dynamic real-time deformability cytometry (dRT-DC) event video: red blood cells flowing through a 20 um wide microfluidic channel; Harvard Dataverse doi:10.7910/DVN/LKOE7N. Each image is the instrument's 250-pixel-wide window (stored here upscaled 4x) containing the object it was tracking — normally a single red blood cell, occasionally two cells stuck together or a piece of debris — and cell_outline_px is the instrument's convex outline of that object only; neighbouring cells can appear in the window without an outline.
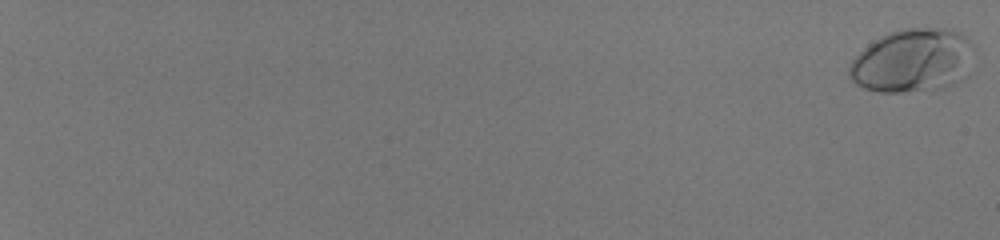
{"species": "human", "species_latin": "Homo sapiens", "temperature_condition": "room temperature", "stored_images_in_passage": 58, "camera_frame_rate_fps": 3000, "um_per_image_px": 0.085, "donor": {"sex": "male"}, "frame": {"image": 1, "passage_image": 1, "time_ms": 0.0, "image_size_px": [1000, 240], "cell_outline_px": [[968, 40], [960, 80], [944, 88], [900, 92], [880, 92], [864, 88], [856, 84], [848, 76], [848, 68], [852, 60], [868, 44], [880, 36], [888, 32], [904, 28], [944, 28], [960, 32]], "centroid_in_image_um": [77.39, 5.15], "position_along_channel_um": 7.6, "area_um2": 44.68}}
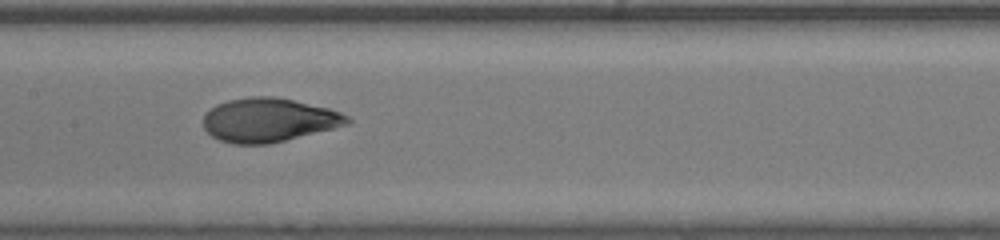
{"frame": {"image": 2, "passage_image": 36, "time_ms": 11.667, "image_size_px": [1000, 240], "cell_outline_px": [[352, 124], [268, 144], [236, 144], [220, 140], [212, 136], [204, 128], [204, 116], [216, 104], [228, 100], [252, 96], [272, 96], [292, 100], [328, 108], [340, 112], [348, 116], [352, 120]], "centroid_in_image_um": [22.87, 10.2], "position_along_channel_um": 184.5, "area_um2": 36.65}}
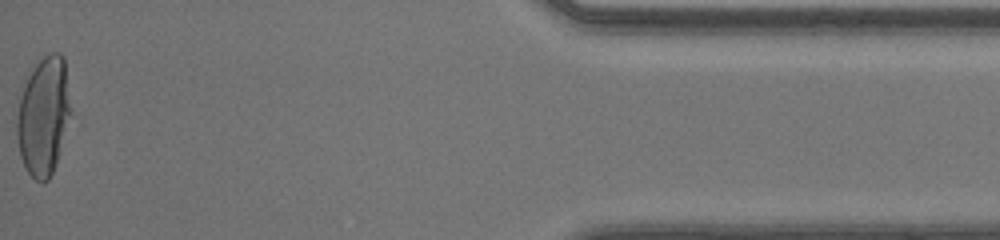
{"frame": {"image": 3, "passage_image": 58, "time_ms": 19.0, "image_size_px": [1000, 240], "cell_outline_px": [[72, 112], [56, 164], [48, 180], [36, 180], [28, 172], [20, 156], [16, 132], [16, 120], [20, 96], [28, 76], [36, 64], [48, 52], [60, 52], [64, 56]], "centroid_in_image_um": [3.72, 9.83], "position_along_channel_um": 431.5, "area_um2": 37.22}, "authors_computed_cell_mechanics": {"area_um2": 36.6452, "velocity_mm_per_s": 4.1213, "shape_relaxation_time_tau1_ms": 4.0864, "shape_relaxation_time_tau2_ms": null, "deformation_change_tau1": 0.2142, "deformation_change_tau2": null}}